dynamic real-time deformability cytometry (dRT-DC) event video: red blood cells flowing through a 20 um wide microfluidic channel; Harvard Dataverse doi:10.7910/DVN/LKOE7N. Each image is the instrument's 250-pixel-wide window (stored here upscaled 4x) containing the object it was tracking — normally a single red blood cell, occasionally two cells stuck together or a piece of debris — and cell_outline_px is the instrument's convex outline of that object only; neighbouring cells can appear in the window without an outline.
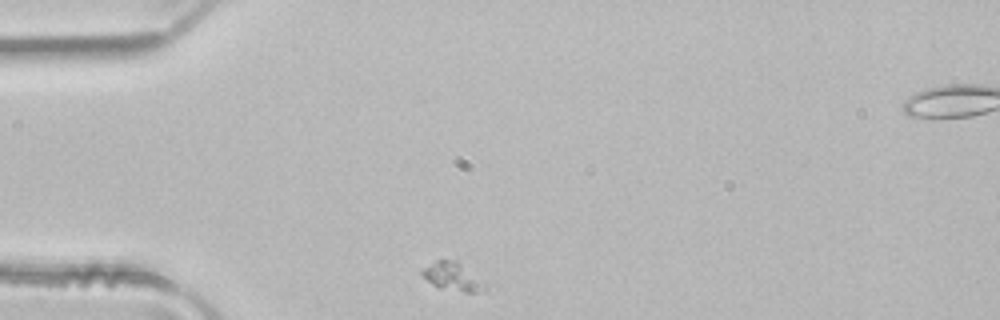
{"species": "common noctule bat (a hibernating species)", "species_latin": "Nyctalus noctula", "temperature_condition": "room temperature", "stored_images_in_passage": 2, "camera_frame_rate_fps": 3000, "um_per_image_px": 0.085, "animal": {"sex": "male", "body_mass_g": 21.5, "forearm_length_mm": 52.0}, "frame": {"image": 1, "passage_image": 1, "time_ms": 0.0, "image_size_px": [1000, 320], "cell_outline_px": [[488, 292], [464, 292], [440, 288], [432, 284], [420, 272], [420, 268], [436, 260], [456, 260], [488, 288]], "centroid_in_image_um": [38.43, 23.53], "position_along_channel_um": 46.6, "area_um2": 10.12}}